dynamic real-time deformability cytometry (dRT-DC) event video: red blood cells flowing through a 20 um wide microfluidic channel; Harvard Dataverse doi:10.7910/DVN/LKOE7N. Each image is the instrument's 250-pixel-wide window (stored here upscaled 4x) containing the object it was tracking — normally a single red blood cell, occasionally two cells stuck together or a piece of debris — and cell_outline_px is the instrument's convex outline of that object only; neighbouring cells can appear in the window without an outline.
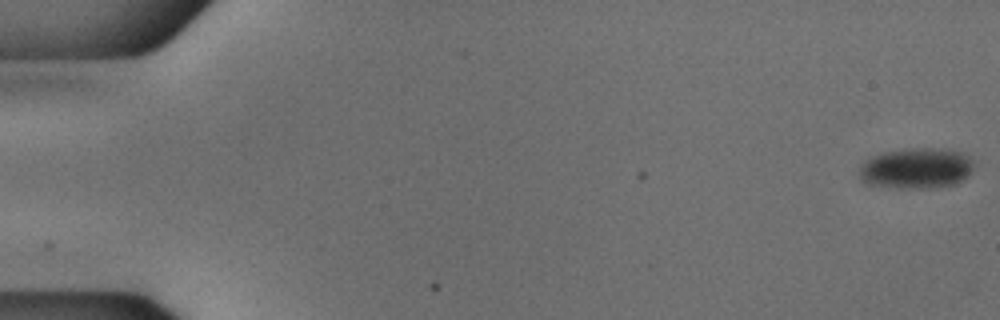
{"species": "common noctule bat (a hibernating species)", "species_latin": "Nyctalus noctula", "temperature_condition": "cold", "stored_images_in_passage": 54, "camera_frame_rate_fps": 3000, "um_per_image_px": 0.085, "animal": {"sex": "male", "body_mass_g": 18.8}, "frame": {"image": 1, "passage_image": 1, "time_ms": 0.0, "image_size_px": [1000, 320], "cell_outline_px": [[976, 160], [972, 172], [964, 180], [956, 184], [932, 188], [896, 188], [864, 184], [860, 180], [860, 164], [864, 160], [872, 156], [884, 152], [904, 148], [944, 148], [960, 152]], "centroid_in_image_um": [77.9, 14.3], "position_along_channel_um": 7.1, "area_um2": 27.92}}
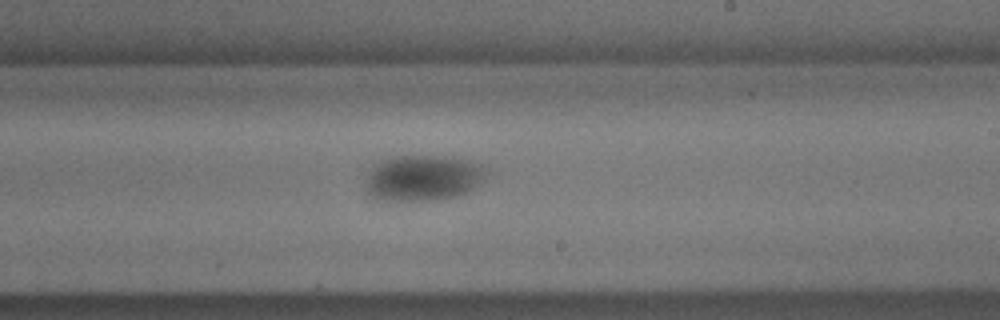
{"frame": {"image": 2, "passage_image": 33, "time_ms": 10.667, "image_size_px": [1000, 320], "cell_outline_px": [[488, 172], [484, 180], [480, 184], [468, 192], [456, 196], [432, 200], [376, 200], [368, 196], [368, 172], [380, 160], [392, 156], [452, 156], [480, 164]], "centroid_in_image_um": [35.98, 15.12], "position_along_channel_um": 253.0, "area_um2": 32.37}}
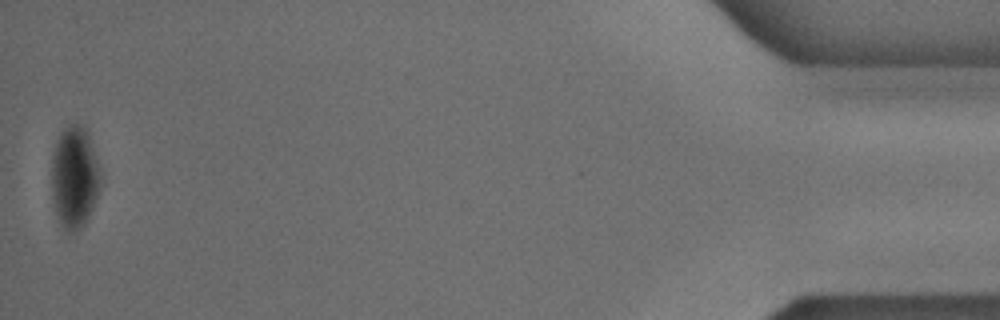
{"frame": {"image": 3, "passage_image": 54, "time_ms": 17.667, "image_size_px": [1000, 320], "cell_outline_px": [[100, 188], [92, 208], [84, 224], [76, 232], [68, 232], [60, 224], [52, 200], [52, 152], [56, 140], [60, 132], [68, 124], [84, 124], [88, 132], [100, 168]], "centroid_in_image_um": [6.32, 15.02], "position_along_channel_um": 428.9, "area_um2": 29.36}}